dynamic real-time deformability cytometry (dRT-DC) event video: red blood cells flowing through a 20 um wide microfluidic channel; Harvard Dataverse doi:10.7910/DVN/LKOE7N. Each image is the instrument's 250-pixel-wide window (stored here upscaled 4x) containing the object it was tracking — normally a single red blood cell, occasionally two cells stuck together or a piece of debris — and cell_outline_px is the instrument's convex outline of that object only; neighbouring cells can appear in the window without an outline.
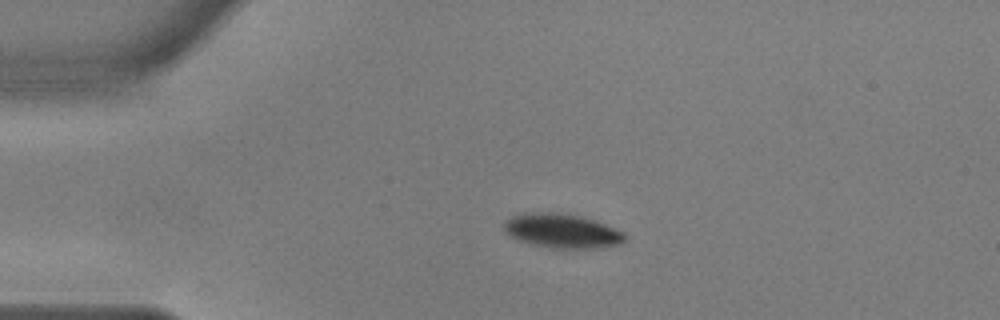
{"species": "common noctule bat (a hibernating species)", "species_latin": "Nyctalus noctula", "temperature_condition": "warm", "stored_images_in_passage": 44, "camera_frame_rate_fps": 3000, "um_per_image_px": 0.085, "animal": {"sex": "male", "body_mass_g": 17.9, "forearm_length_mm": 54.2}, "frame": {"image": 1, "passage_image": 1, "time_ms": 0.0, "image_size_px": [1000, 320], "cell_outline_px": [[624, 240], [620, 244], [596, 248], [552, 248], [532, 244], [516, 240], [504, 232], [504, 224], [512, 216], [532, 212], [548, 212], [580, 216], [596, 220], [624, 232]], "centroid_in_image_um": [47.76, 19.63], "position_along_channel_um": 37.2, "area_um2": 23.93}}
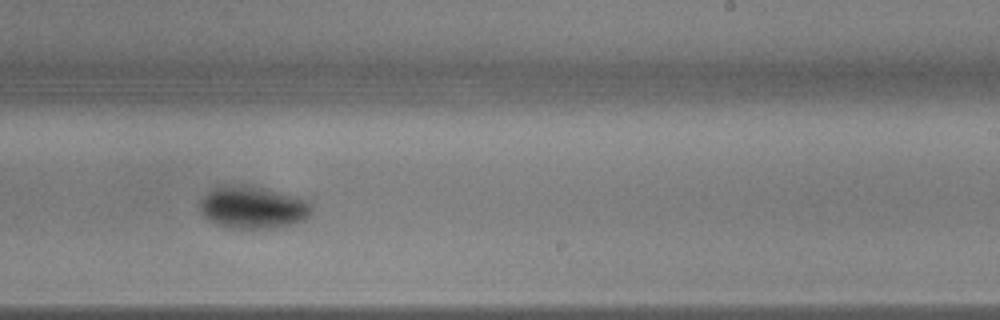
{"frame": {"image": 2, "passage_image": 23, "time_ms": 7.333, "image_size_px": [1000, 320], "cell_outline_px": [[312, 212], [304, 220], [292, 224], [268, 228], [228, 228], [216, 224], [208, 220], [204, 216], [200, 208], [200, 200], [212, 188], [220, 184], [248, 184], [296, 196], [308, 200], [312, 204]], "centroid_in_image_um": [21.48, 17.6], "position_along_channel_um": 267.5, "area_um2": 27.98}}
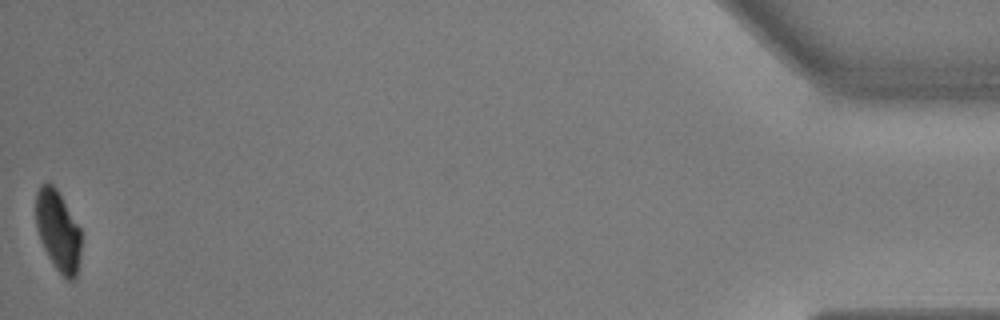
{"frame": {"image": 3, "passage_image": 44, "time_ms": 14.333, "image_size_px": [1000, 320], "cell_outline_px": [[80, 256], [76, 276], [72, 280], [68, 280], [56, 268], [48, 256], [40, 240], [36, 228], [36, 192], [40, 184], [48, 180], [56, 188], [80, 228]], "centroid_in_image_um": [4.91, 19.58], "position_along_channel_um": 430.3, "area_um2": 21.15}, "authors_computed_cell_mechanics": {"area_um2": 26.3568, "velocity_mm_per_s": 3.6315, "shape_relaxation_time_tau1_ms": 2.2097, "shape_relaxation_time_tau2_ms": 2.685, "deformation_change_tau1": 0.1134, "deformation_change_tau2": 0.0318}}